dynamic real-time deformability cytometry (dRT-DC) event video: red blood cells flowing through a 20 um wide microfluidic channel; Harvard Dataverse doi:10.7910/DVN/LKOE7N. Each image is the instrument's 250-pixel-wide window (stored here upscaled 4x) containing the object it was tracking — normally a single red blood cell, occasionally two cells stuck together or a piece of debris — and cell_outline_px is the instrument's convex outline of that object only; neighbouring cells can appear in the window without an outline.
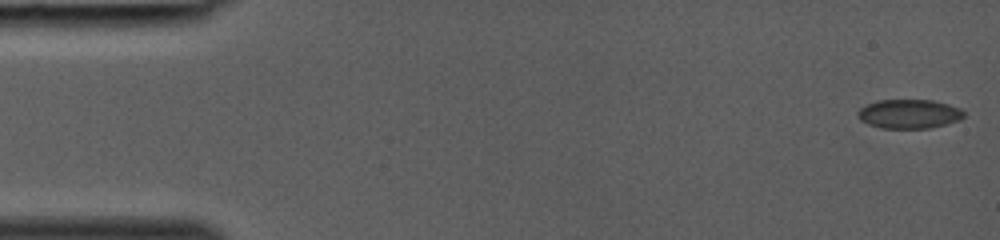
{"species": "common noctule bat (a hibernating species)", "species_latin": "Nyctalus noctula", "temperature_condition": "room temperature", "stored_images_in_passage": 39, "camera_frame_rate_fps": 3000, "um_per_image_px": 0.085, "animal": {"sex": "female", "body_mass_g": 19.0, "forearm_length_mm": 53.3}, "frame": {"image": 1, "passage_image": 1, "time_ms": 0.0, "image_size_px": [1000, 240], "cell_outline_px": [[964, 116], [960, 120], [928, 128], [880, 128], [868, 124], [860, 120], [856, 112], [860, 108], [876, 100], [932, 100], [948, 104], [960, 108], [964, 112]], "centroid_in_image_um": [77.25, 9.68], "position_along_channel_um": 7.7, "area_um2": 17.98}}
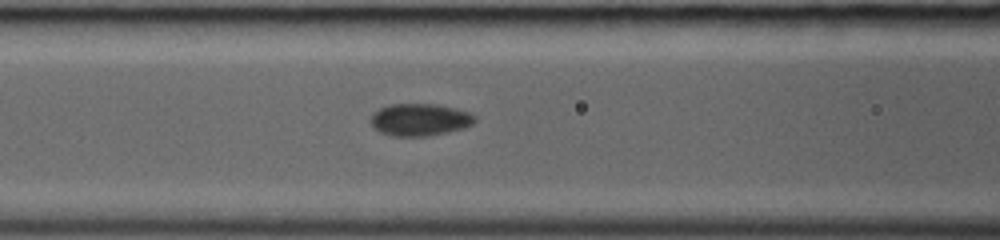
{"frame": {"image": 2, "passage_image": 17, "time_ms": 5.333, "image_size_px": [1000, 240], "cell_outline_px": [[476, 120], [472, 124], [464, 128], [448, 132], [428, 136], [392, 136], [380, 132], [372, 124], [372, 116], [380, 108], [392, 104], [436, 104], [456, 108], [472, 112], [476, 116]], "centroid_in_image_um": [35.76, 10.17], "position_along_channel_um": 130.8, "area_um2": 19.54}}
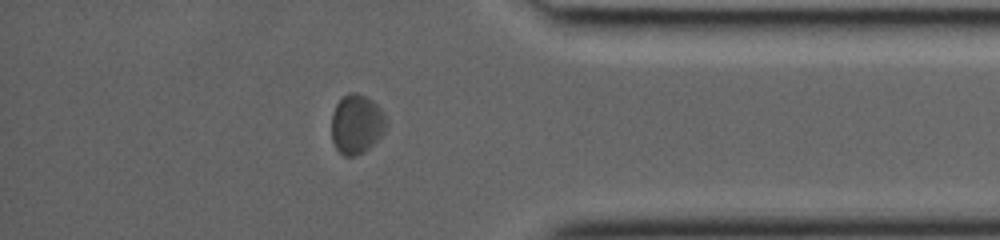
{"frame": {"image": 3, "passage_image": 34, "time_ms": 11.0, "image_size_px": [1000, 240], "cell_outline_px": [[388, 124], [384, 132], [364, 152], [356, 156], [344, 156], [336, 148], [332, 140], [332, 112], [336, 104], [348, 92], [356, 92], [372, 100], [384, 112], [388, 120]], "centroid_in_image_um": [30.32, 10.54], "position_along_channel_um": 404.9, "area_um2": 19.02}}